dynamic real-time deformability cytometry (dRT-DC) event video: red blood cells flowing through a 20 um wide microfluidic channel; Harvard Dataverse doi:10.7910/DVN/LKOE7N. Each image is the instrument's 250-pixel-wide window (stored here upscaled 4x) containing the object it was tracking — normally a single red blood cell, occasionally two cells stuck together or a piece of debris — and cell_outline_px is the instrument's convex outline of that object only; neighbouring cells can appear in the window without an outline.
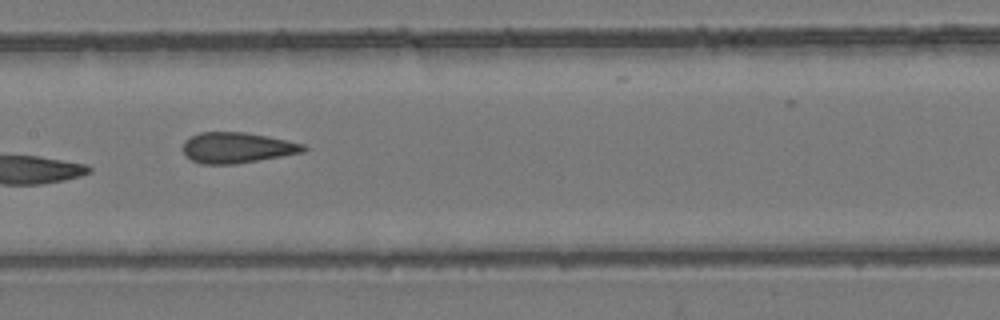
{"species": "common noctule bat (a hibernating species)", "species_latin": "Nyctalus noctula", "temperature_condition": "room temperature", "stored_images_in_passage": 11, "camera_frame_rate_fps": 3000, "um_per_image_px": 0.085, "animal": {"sex": "female", "body_mass_g": 24.6, "forearm_length_mm": 56.2}, "frame": {"image": 1, "passage_image": 8, "time_ms": 9.0, "image_size_px": [1000, 320], "cell_outline_px": [[308, 148], [304, 152], [260, 160], [236, 164], [200, 164], [184, 156], [184, 140], [200, 132], [244, 132], [288, 140], [304, 144]], "centroid_in_image_um": [20.15, 12.56], "position_along_channel_um": 187.2, "area_um2": 21.62}}
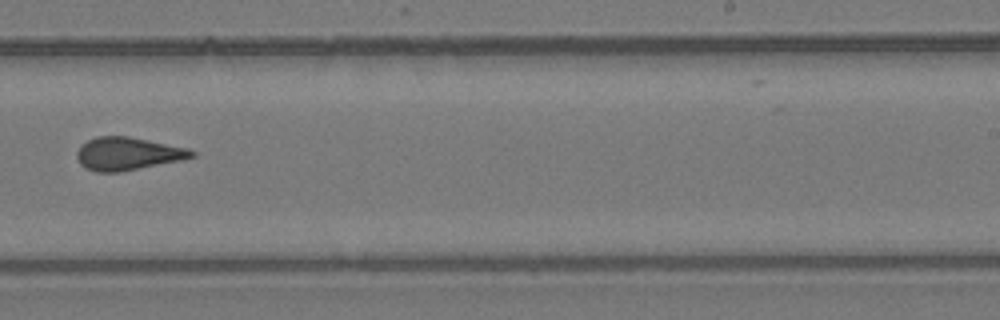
{"frame": {"image": 2, "passage_image": 10, "time_ms": 11.333, "image_size_px": [1000, 320], "cell_outline_px": [[196, 156], [184, 160], [120, 172], [96, 172], [80, 164], [76, 156], [76, 152], [80, 144], [96, 136], [128, 136], [188, 148], [196, 152]], "centroid_in_image_um": [10.87, 13.06], "position_along_channel_um": 278.1, "area_um2": 22.2}}
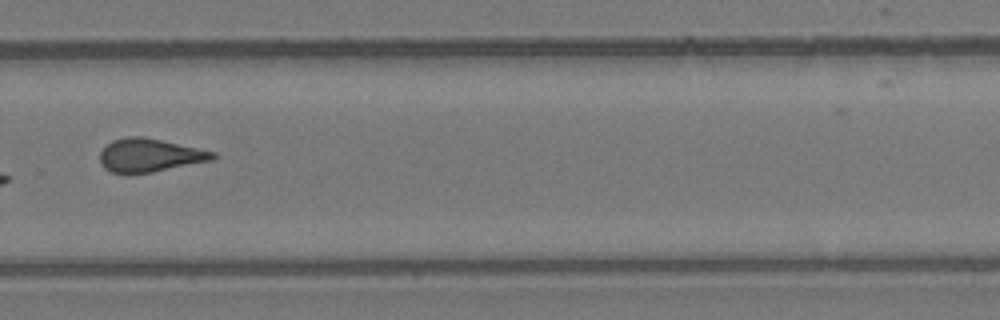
{"frame": {"image": 3, "passage_image": 11, "time_ms": 12.333, "image_size_px": [1000, 320], "cell_outline_px": [[216, 156], [212, 160], [152, 172], [128, 176], [124, 176], [112, 172], [104, 168], [100, 164], [100, 152], [112, 140], [128, 136], [140, 136], [160, 140], [216, 152]], "centroid_in_image_um": [12.66, 13.23], "position_along_channel_um": 317.1, "area_um2": 22.08}}